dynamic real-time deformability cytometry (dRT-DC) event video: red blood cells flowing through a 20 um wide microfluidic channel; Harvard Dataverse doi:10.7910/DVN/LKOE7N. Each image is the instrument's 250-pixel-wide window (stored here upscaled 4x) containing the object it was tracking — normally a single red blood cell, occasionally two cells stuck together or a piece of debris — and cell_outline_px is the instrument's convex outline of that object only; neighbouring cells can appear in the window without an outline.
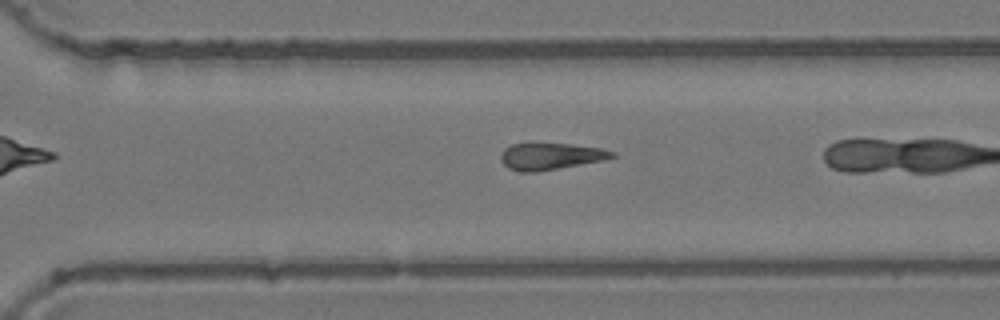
{"species": "common noctule bat (a hibernating species)", "species_latin": "Nyctalus noctula", "temperature_condition": "room temperature", "stored_images_in_passage": 26, "camera_frame_rate_fps": 3000, "um_per_image_px": 0.085, "animal": {"sex": "female", "body_mass_g": 24.6, "forearm_length_mm": 56.2}, "frame": {"image": 1, "passage_image": 22, "time_ms": 7.0, "image_size_px": [1000, 320], "cell_outline_px": [[616, 156], [604, 160], [536, 172], [520, 172], [508, 168], [500, 160], [500, 156], [504, 148], [512, 144], [532, 140], [572, 144], [600, 148], [616, 152]], "centroid_in_image_um": [46.75, 13.24], "position_along_channel_um": 323.9, "area_um2": 18.09}}